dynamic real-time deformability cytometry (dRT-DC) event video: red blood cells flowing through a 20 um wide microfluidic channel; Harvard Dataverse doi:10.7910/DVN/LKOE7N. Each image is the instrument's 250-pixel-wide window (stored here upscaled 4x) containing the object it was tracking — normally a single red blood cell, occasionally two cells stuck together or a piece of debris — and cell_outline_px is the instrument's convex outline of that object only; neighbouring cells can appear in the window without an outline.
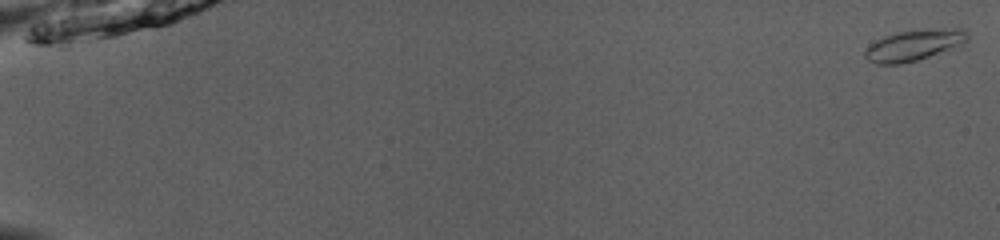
{"species": "common noctule bat (a hibernating species)", "species_latin": "Nyctalus noctula", "temperature_condition": "room temperature", "stored_images_in_passage": 53, "camera_frame_rate_fps": 3000, "um_per_image_px": 0.085, "animal": {"sex": "male", "body_mass_g": 13.0, "forearm_length_mm": 53.1}, "frame": {"image": 1, "passage_image": 1, "time_ms": 0.0, "image_size_px": [1000, 240], "cell_outline_px": [[968, 40], [964, 44], [916, 60], [900, 64], [876, 64], [868, 60], [864, 56], [864, 52], [876, 40], [884, 36], [896, 32], [928, 28], [964, 28], [968, 32]], "centroid_in_image_um": [77.72, 3.81], "position_along_channel_um": 7.3, "area_um2": 18.55}}
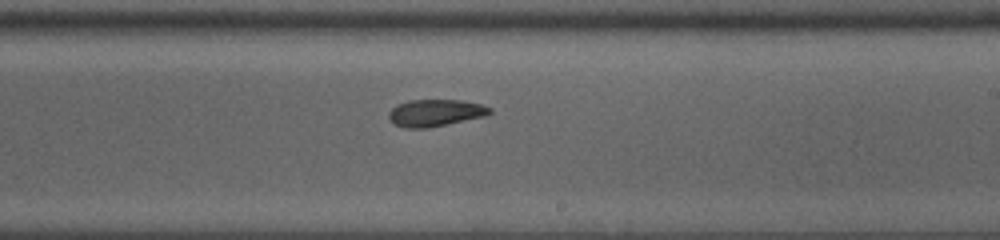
{"frame": {"image": 2, "passage_image": 34, "time_ms": 11.0, "image_size_px": [1000, 240], "cell_outline_px": [[492, 112], [484, 116], [424, 128], [404, 128], [396, 124], [388, 116], [388, 112], [396, 104], [408, 100], [460, 100], [480, 104], [492, 108]], "centroid_in_image_um": [36.97, 9.57], "position_along_channel_um": 252.0, "area_um2": 15.61}}
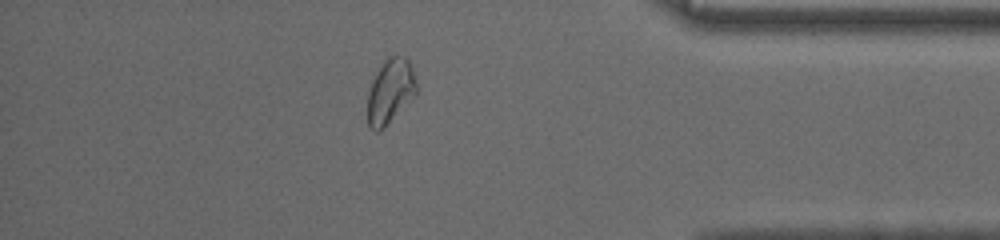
{"frame": {"image": 3, "passage_image": 47, "time_ms": 15.333, "image_size_px": [1000, 240], "cell_outline_px": [[416, 96], [380, 132], [376, 132], [368, 128], [368, 92], [372, 80], [376, 72], [384, 60], [388, 56], [404, 56], [408, 60], [412, 68], [416, 84]], "centroid_in_image_um": [33.16, 7.79], "position_along_channel_um": 402.0, "area_um2": 18.61}, "authors_computed_cell_mechanics": {"area_um2": 16.6464, "velocity_mm_per_s": 3.9632, "shape_relaxation_time_tau1_ms": 3.0866, "shape_relaxation_time_tau2_ms": 4.6604, "deformation_change_tau1": 0.1095, "deformation_change_tau2": 0.0644}}